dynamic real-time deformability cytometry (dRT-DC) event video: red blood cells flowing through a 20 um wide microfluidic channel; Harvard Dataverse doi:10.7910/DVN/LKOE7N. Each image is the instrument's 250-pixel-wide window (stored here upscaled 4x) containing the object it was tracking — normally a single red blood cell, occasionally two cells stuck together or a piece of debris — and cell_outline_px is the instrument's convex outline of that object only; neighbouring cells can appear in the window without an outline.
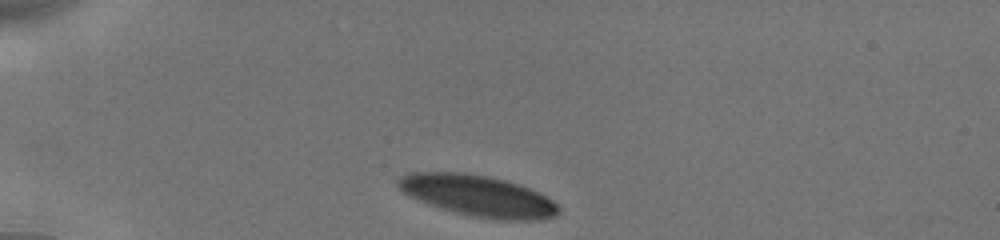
{"species": "human", "species_latin": "Homo sapiens", "temperature_condition": "cold", "stored_images_in_passage": 32, "camera_frame_rate_fps": 3000, "um_per_image_px": 0.085, "donor": {"sex": "male"}, "frame": {"image": 1, "passage_image": 1, "time_ms": 0.0, "image_size_px": [1000, 240], "cell_outline_px": [[560, 212], [556, 216], [540, 220], [496, 220], [472, 216], [452, 212], [428, 204], [408, 196], [396, 184], [396, 180], [400, 176], [408, 172], [464, 172], [504, 180], [520, 184], [552, 200], [560, 208]], "centroid_in_image_um": [40.6, 16.65], "position_along_channel_um": 44.4, "area_um2": 38.61}}
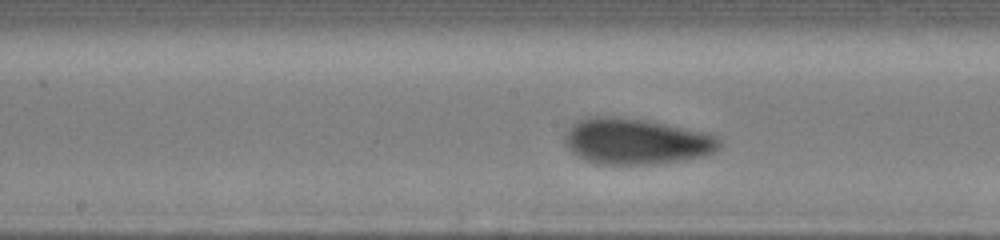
{"frame": {"image": 2, "passage_image": 19, "time_ms": 5.0, "image_size_px": [1000, 240], "cell_outline_px": [[720, 148], [716, 152], [708, 156], [680, 160], [648, 164], [600, 164], [584, 160], [576, 156], [568, 148], [564, 140], [564, 136], [568, 128], [576, 120], [588, 116], [616, 116], [644, 120], [704, 132], [716, 136], [720, 140]], "centroid_in_image_um": [54.04, 12.01], "position_along_channel_um": 194.2, "area_um2": 41.56}}
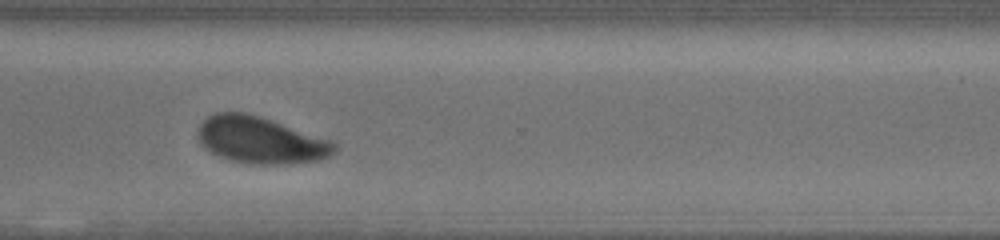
{"frame": {"image": 3, "passage_image": 31, "time_ms": 9.0, "image_size_px": [1000, 240], "cell_outline_px": [[336, 152], [320, 160], [288, 164], [252, 164], [228, 160], [204, 148], [200, 144], [196, 136], [196, 132], [200, 124], [208, 116], [216, 112], [244, 112], [260, 116], [332, 140], [336, 144]], "centroid_in_image_um": [22.13, 11.91], "position_along_channel_um": 348.5, "area_um2": 37.45}}